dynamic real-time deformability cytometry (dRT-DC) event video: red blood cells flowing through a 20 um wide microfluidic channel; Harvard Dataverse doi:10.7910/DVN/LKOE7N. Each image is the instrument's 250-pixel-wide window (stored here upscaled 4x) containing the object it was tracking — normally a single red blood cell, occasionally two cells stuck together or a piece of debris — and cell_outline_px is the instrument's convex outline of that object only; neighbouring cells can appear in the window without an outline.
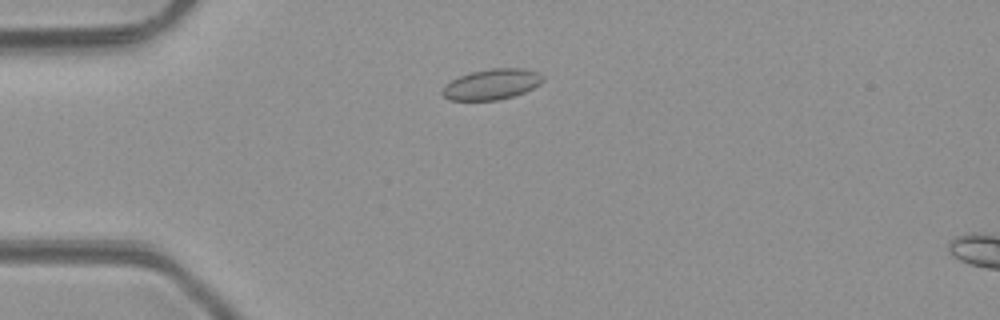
{"species": "common noctule bat (a hibernating species)", "species_latin": "Nyctalus noctula", "temperature_condition": "room temperature", "stored_images_in_passage": 3, "camera_frame_rate_fps": 3000, "um_per_image_px": 0.085, "animal": {"sex": "male", "body_mass_g": 23.1, "forearm_length_mm": 52.7}, "frame": {"image": 1, "passage_image": 2, "time_ms": 2.0, "image_size_px": [1000, 320], "cell_outline_px": [[544, 80], [540, 84], [524, 92], [500, 100], [448, 100], [440, 92], [444, 84], [460, 76], [472, 72], [488, 68], [524, 68], [540, 72], [544, 76]], "centroid_in_image_um": [41.8, 7.15], "position_along_channel_um": 43.2, "area_um2": 18.09}}